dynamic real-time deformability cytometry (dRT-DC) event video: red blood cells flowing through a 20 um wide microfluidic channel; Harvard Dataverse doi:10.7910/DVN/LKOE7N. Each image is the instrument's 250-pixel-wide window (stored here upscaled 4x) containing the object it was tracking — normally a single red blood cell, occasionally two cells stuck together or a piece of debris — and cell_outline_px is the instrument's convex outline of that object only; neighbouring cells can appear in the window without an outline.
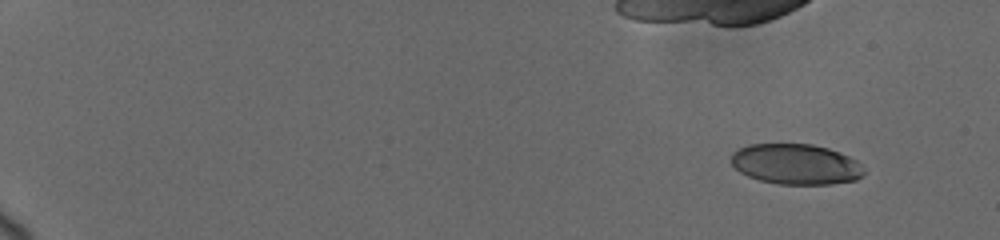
{"species": "human", "species_latin": "Homo sapiens", "temperature_condition": "cold", "stored_images_in_passage": 7, "camera_frame_rate_fps": 3000, "um_per_image_px": 0.085, "donor": {"sex": "female"}, "frame": {"image": 1, "passage_image": 1, "time_ms": 0.0, "image_size_px": [1000, 240], "cell_outline_px": [[864, 176], [856, 180], [832, 184], [780, 184], [760, 180], [748, 176], [740, 172], [732, 164], [732, 152], [748, 144], [812, 144], [828, 148], [840, 152], [856, 160], [864, 168]], "centroid_in_image_um": [67.68, 13.96], "position_along_channel_um": 17.3, "area_um2": 31.39}}